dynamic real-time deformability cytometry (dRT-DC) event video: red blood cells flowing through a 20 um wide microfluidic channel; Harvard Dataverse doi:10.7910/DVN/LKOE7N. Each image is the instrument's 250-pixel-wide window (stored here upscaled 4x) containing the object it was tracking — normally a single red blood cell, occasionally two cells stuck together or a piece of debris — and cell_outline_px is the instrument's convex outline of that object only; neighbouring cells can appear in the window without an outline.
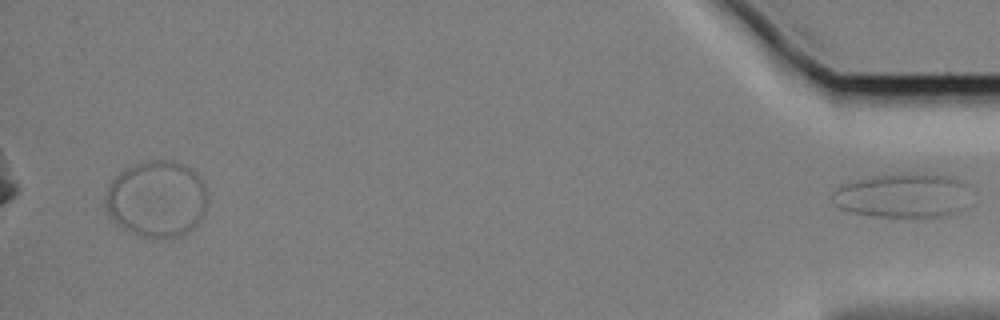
{"species": "Egyptian fruit bat (a non-hibernating species)", "species_latin": "Rousettus aegyptiacus", "temperature_condition": "cold", "stored_images_in_passage": 46, "segment_of_instrument_passage": [2, 2], "camera_frame_rate_fps": 3000, "um_per_image_px": 0.085, "animal": {"sex": "female"}, "frame": {"image": 1, "passage_image": 46, "time_ms": 15.0, "image_size_px": [1000, 320], "cell_outline_px": [[968, 184], [964, 208], [960, 212], [948, 216], [872, 216], [852, 212], [840, 208], [832, 200], [832, 192], [836, 188], [844, 184], [876, 176], [900, 172], [908, 172], [948, 176], [960, 180]], "centroid_in_image_um": [76.76, 16.61], "position_along_channel_um": 358.4, "area_um2": 35.6}}